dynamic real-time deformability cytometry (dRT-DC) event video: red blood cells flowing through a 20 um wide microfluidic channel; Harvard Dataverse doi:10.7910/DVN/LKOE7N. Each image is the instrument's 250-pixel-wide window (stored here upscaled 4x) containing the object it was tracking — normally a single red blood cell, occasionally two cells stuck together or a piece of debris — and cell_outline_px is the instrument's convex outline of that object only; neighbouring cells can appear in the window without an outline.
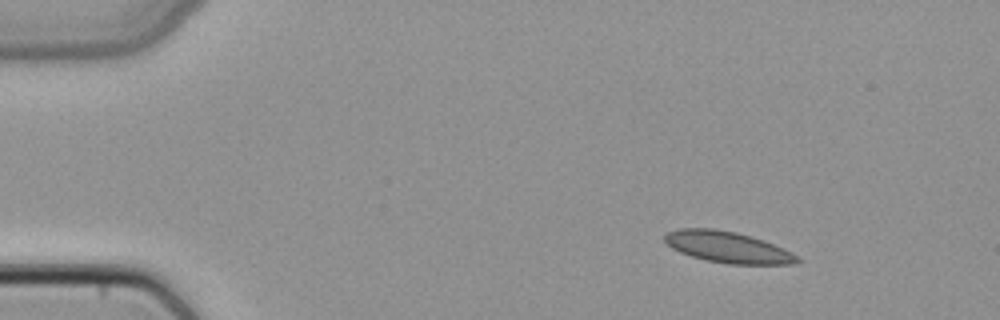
{"species": "common noctule bat (a hibernating species)", "species_latin": "Nyctalus noctula", "temperature_condition": "cold", "stored_images_in_passage": 4, "camera_frame_rate_fps": 3000, "um_per_image_px": 0.085, "animal": {"sex": "female", "body_mass_g": 22.7, "forearm_length_mm": 54.2}, "frame": {"image": 1, "passage_image": 1, "time_ms": 0.0, "image_size_px": [1000, 320], "cell_outline_px": [[804, 260], [792, 264], [728, 264], [708, 260], [692, 256], [680, 252], [672, 248], [664, 240], [664, 236], [668, 232], [676, 228], [712, 228], [736, 232], [752, 236], [764, 240], [792, 252]], "centroid_in_image_um": [61.88, 21.0], "position_along_channel_um": 23.1, "area_um2": 24.16}}
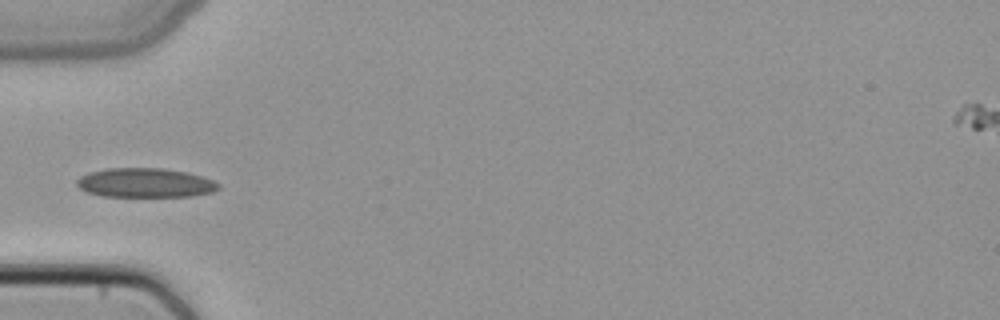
{"frame": {"image": 2, "passage_image": 4, "time_ms": 1.0, "image_size_px": [1000, 320], "cell_outline_px": [[220, 188], [212, 192], [192, 196], [104, 196], [88, 192], [80, 188], [76, 184], [76, 180], [80, 176], [88, 172], [104, 168], [164, 168], [188, 172], [212, 180], [220, 184]], "centroid_in_image_um": [12.33, 15.53], "position_along_channel_um": 72.7, "area_um2": 24.22}}